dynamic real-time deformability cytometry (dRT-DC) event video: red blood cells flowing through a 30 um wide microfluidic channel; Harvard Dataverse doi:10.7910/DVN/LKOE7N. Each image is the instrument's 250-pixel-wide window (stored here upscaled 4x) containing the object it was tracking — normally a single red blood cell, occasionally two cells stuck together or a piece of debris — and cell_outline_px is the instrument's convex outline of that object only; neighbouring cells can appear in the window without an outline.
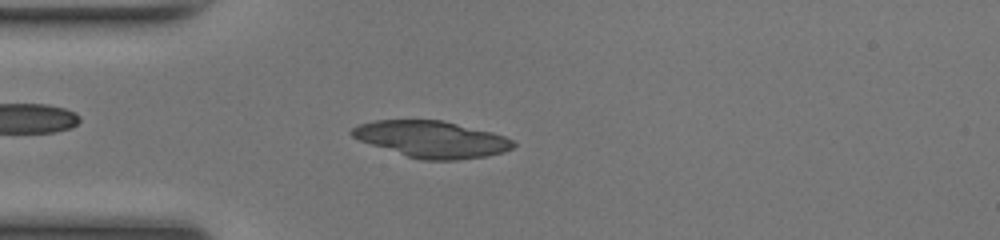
{"species": "common noctule bat (a hibernating species)", "species_latin": "Nyctalus noctula", "temperature_condition": "room temperature", "stored_images_in_passage": 48, "camera_frame_rate_fps": 3000, "um_per_image_px": 0.085, "animal": {"sex": "female", "body_mass_g": 17.0, "forearm_length_mm": 48.0}, "frame": {"image": 1, "passage_image": 12, "time_ms": 3.667, "image_size_px": [1000, 240], "cell_outline_px": [[516, 144], [512, 148], [504, 152], [484, 156], [456, 160], [420, 160], [360, 140], [352, 136], [348, 132], [352, 128], [360, 124], [376, 120], [444, 120], [492, 132], [504, 136], [512, 140]], "centroid_in_image_um": [36.71, 11.83], "position_along_channel_um": 48.3, "area_um2": 34.1}}